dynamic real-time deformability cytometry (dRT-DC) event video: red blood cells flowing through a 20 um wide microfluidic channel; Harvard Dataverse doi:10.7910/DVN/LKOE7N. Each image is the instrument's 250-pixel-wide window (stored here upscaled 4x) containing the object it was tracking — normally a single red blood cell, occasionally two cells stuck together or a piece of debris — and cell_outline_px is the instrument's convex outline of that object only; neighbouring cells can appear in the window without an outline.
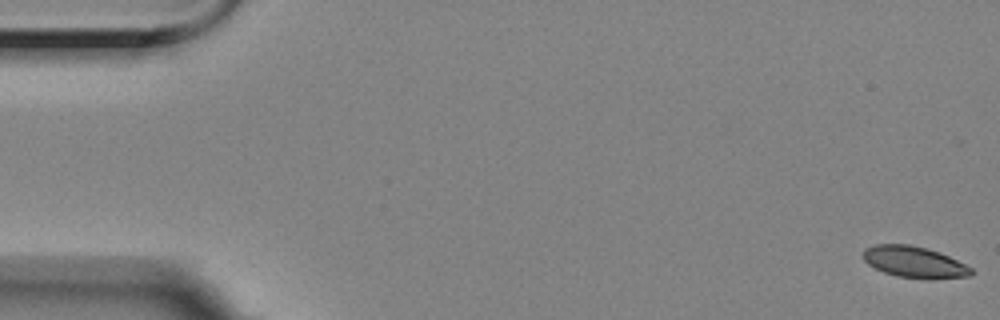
{"species": "Egyptian fruit bat (a non-hibernating species)", "species_latin": "Rousettus aegyptiacus", "temperature_condition": "room temperature", "stored_images_in_passage": 57, "camera_frame_rate_fps": 3000, "um_per_image_px": 0.085, "animal": {"sex": "female"}, "frame": {"image": 1, "passage_image": 1, "time_ms": 0.0, "image_size_px": [1000, 320], "cell_outline_px": [[972, 276], [928, 280], [896, 276], [884, 272], [868, 264], [864, 260], [864, 248], [876, 244], [908, 244], [940, 252], [972, 268]], "centroid_in_image_um": [77.73, 22.29], "position_along_channel_um": 7.3, "area_um2": 19.77}}
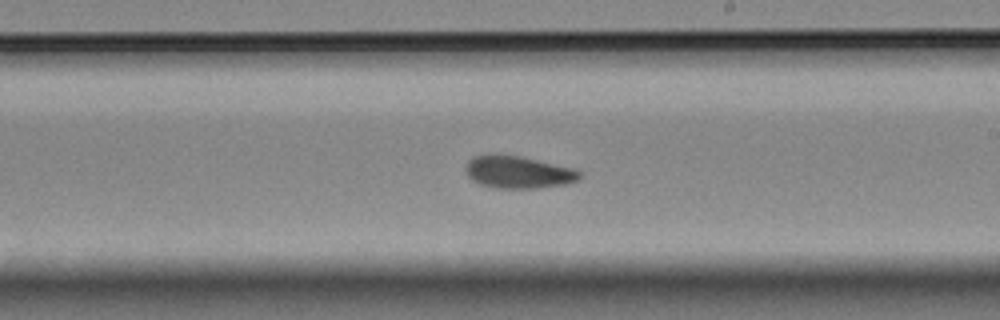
{"frame": {"image": 2, "passage_image": 33, "time_ms": 10.667, "image_size_px": [1000, 320], "cell_outline_px": [[580, 176], [576, 180], [564, 184], [540, 188], [496, 188], [480, 184], [472, 180], [468, 176], [464, 168], [468, 160], [472, 156], [488, 152], [520, 156], [572, 168], [580, 172]], "centroid_in_image_um": [43.94, 14.61], "position_along_channel_um": 245.1, "area_um2": 21.68}}
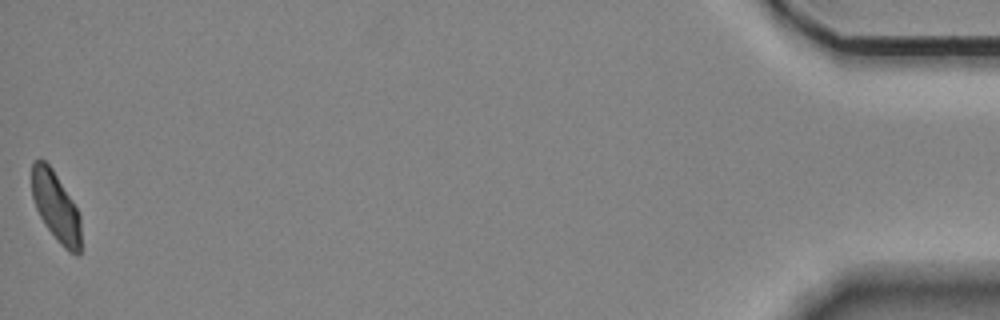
{"frame": {"image": 3, "passage_image": 57, "time_ms": 18.667, "image_size_px": [1000, 320], "cell_outline_px": [[80, 252], [76, 256], [68, 252], [60, 244], [44, 224], [36, 208], [32, 196], [32, 160], [40, 156], [52, 168], [72, 200], [80, 216]], "centroid_in_image_um": [4.73, 17.55], "position_along_channel_um": 430.5, "area_um2": 19.94}, "authors_computed_cell_mechanics": {"area_um2": 21.1548, "velocity_mm_per_s": 3.5089, "shape_relaxation_time_tau1_ms": 4.8724, "shape_relaxation_time_tau2_ms": 2.3671, "deformation_change_tau1": 0.1131, "deformation_change_tau2": 0.066}}